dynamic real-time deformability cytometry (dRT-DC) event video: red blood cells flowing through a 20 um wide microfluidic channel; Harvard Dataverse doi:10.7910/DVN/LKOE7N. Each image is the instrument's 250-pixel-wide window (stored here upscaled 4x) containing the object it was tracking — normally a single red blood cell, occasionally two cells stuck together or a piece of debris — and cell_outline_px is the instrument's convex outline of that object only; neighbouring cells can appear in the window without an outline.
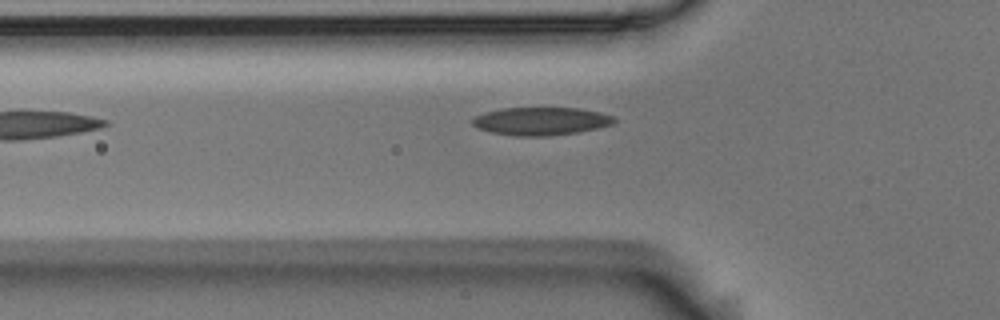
{"species": "Egyptian fruit bat (a non-hibernating species)", "species_latin": "Rousettus aegyptiacus", "temperature_condition": "room temperature", "stored_images_in_passage": 6, "camera_frame_rate_fps": 3000, "um_per_image_px": 0.085, "animal": {"sex": "male"}, "frame": {"image": 1, "passage_image": 5, "time_ms": 1.333, "image_size_px": [1000, 320], "cell_outline_px": [[616, 120], [612, 124], [580, 132], [548, 136], [516, 136], [492, 132], [480, 128], [472, 124], [472, 120], [476, 116], [484, 112], [500, 108], [580, 108], [600, 112], [616, 116]], "centroid_in_image_um": [46.02, 10.29], "position_along_channel_um": 79.8, "area_um2": 23.12}}
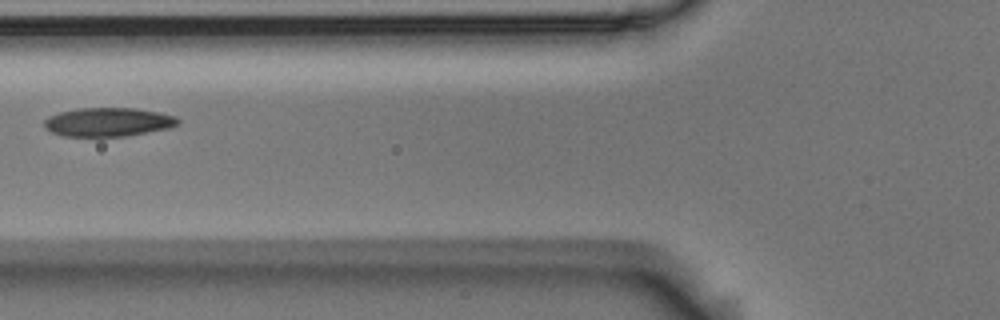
{"frame": {"image": 2, "passage_image": 6, "time_ms": 1.667, "image_size_px": [1000, 320], "cell_outline_px": [[180, 124], [168, 128], [124, 136], [64, 136], [52, 132], [44, 128], [44, 120], [48, 116], [60, 112], [80, 108], [136, 108], [160, 112], [176, 116], [180, 120]], "centroid_in_image_um": [9.2, 10.36], "position_along_channel_um": 116.6, "area_um2": 22.43}}